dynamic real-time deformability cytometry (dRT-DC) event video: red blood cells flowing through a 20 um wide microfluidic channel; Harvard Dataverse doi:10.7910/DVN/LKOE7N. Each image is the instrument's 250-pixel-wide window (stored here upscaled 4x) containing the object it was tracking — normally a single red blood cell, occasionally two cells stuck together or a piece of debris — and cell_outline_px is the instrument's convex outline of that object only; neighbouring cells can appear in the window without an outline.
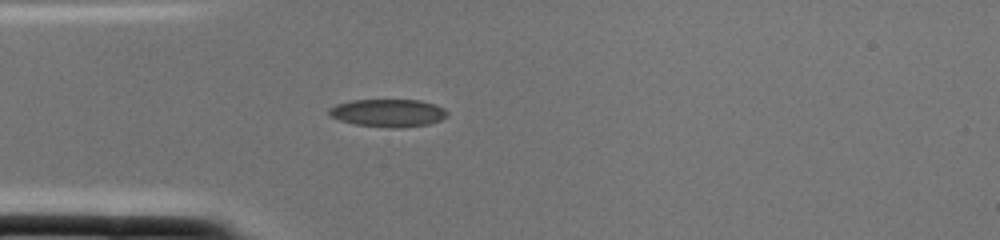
{"species": "common noctule bat (a hibernating species)", "species_latin": "Nyctalus noctula", "temperature_condition": "cold", "stored_images_in_passage": 2, "camera_frame_rate_fps": 3000, "um_per_image_px": 0.085, "animal": {"sex": "female", "body_mass_g": 22.0, "forearm_length_mm": 56.7}, "frame": {"image": 1, "passage_image": 2, "time_ms": 0.333, "image_size_px": [1000, 240], "cell_outline_px": [[448, 116], [440, 120], [428, 124], [392, 128], [352, 124], [340, 120], [332, 116], [328, 112], [328, 108], [336, 104], [352, 100], [420, 100], [444, 108], [448, 112]], "centroid_in_image_um": [32.97, 9.6], "position_along_channel_um": 52.0, "area_um2": 19.02}}